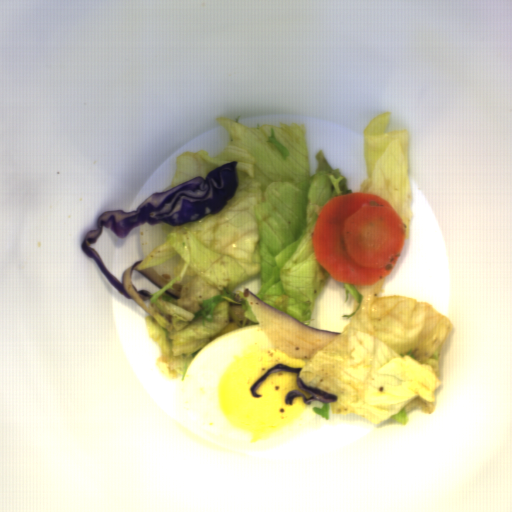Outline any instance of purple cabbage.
<instances>
[{
	"label": "purple cabbage",
	"mask_w": 512,
	"mask_h": 512,
	"mask_svg": "<svg viewBox=\"0 0 512 512\" xmlns=\"http://www.w3.org/2000/svg\"><path fill=\"white\" fill-rule=\"evenodd\" d=\"M237 160L225 163L204 176H195L185 183L163 192H153L144 202L132 211L121 209L106 210L98 215L96 228L84 235L80 246L82 252L91 257L100 272L127 300H134L152 317L155 312L147 304L152 293L147 289H137L132 282L136 261L127 267L120 282L107 268L101 256L92 247L102 235L105 227L119 239L126 238L134 228L143 224L154 226L165 223L170 226L199 221L205 216L216 215L233 199L239 184Z\"/></svg>",
	"instance_id": "purple-cabbage-1"
},
{
	"label": "purple cabbage",
	"mask_w": 512,
	"mask_h": 512,
	"mask_svg": "<svg viewBox=\"0 0 512 512\" xmlns=\"http://www.w3.org/2000/svg\"><path fill=\"white\" fill-rule=\"evenodd\" d=\"M250 311L276 350L292 358H310L342 333L316 329L270 305L250 291Z\"/></svg>",
	"instance_id": "purple-cabbage-2"
},
{
	"label": "purple cabbage",
	"mask_w": 512,
	"mask_h": 512,
	"mask_svg": "<svg viewBox=\"0 0 512 512\" xmlns=\"http://www.w3.org/2000/svg\"><path fill=\"white\" fill-rule=\"evenodd\" d=\"M303 367H288L285 364H275L268 370H266L250 387V393L254 398H262V394H258V388L263 384V382L275 372H293L296 374L295 380L296 384L300 389L305 390L310 394L311 397L307 398L303 392L300 390H291L287 392L284 398V405L287 407H293L294 402L293 399L296 397H301L302 401L307 405L311 406L312 401H321L324 404L336 403L338 395L332 394L330 392L324 391L314 386H308L305 384L300 378V372Z\"/></svg>",
	"instance_id": "purple-cabbage-3"
},
{
	"label": "purple cabbage",
	"mask_w": 512,
	"mask_h": 512,
	"mask_svg": "<svg viewBox=\"0 0 512 512\" xmlns=\"http://www.w3.org/2000/svg\"><path fill=\"white\" fill-rule=\"evenodd\" d=\"M138 271L158 288H163L170 282L161 274H159L154 267H149Z\"/></svg>",
	"instance_id": "purple-cabbage-4"
},
{
	"label": "purple cabbage",
	"mask_w": 512,
	"mask_h": 512,
	"mask_svg": "<svg viewBox=\"0 0 512 512\" xmlns=\"http://www.w3.org/2000/svg\"><path fill=\"white\" fill-rule=\"evenodd\" d=\"M183 287L178 283L172 284V288H168L165 292L175 299H179L182 294Z\"/></svg>",
	"instance_id": "purple-cabbage-5"
}]
</instances>
